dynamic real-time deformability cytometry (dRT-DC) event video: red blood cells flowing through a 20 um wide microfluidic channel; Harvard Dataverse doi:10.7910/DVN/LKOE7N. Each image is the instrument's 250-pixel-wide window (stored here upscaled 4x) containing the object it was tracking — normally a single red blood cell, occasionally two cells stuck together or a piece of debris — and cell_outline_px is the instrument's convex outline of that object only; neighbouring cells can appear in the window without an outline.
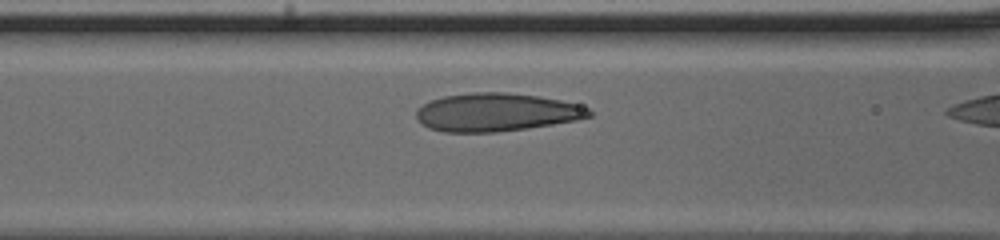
{"species": "human", "species_latin": "Homo sapiens", "temperature_condition": "cold", "stored_images_in_passage": 7, "camera_frame_rate_fps": 3000, "um_per_image_px": 0.085, "donor": {"sex": "male"}, "frame": {"image": 1, "passage_image": 6, "time_ms": 1.667, "image_size_px": [1000, 240], "cell_outline_px": [[592, 116], [576, 120], [528, 128], [492, 132], [444, 132], [428, 128], [416, 116], [416, 108], [432, 100], [444, 96], [472, 92], [504, 92], [536, 96], [560, 100], [576, 104], [588, 108], [592, 112]], "centroid_in_image_um": [42.18, 9.54], "position_along_channel_um": 124.4, "area_um2": 38.15}}